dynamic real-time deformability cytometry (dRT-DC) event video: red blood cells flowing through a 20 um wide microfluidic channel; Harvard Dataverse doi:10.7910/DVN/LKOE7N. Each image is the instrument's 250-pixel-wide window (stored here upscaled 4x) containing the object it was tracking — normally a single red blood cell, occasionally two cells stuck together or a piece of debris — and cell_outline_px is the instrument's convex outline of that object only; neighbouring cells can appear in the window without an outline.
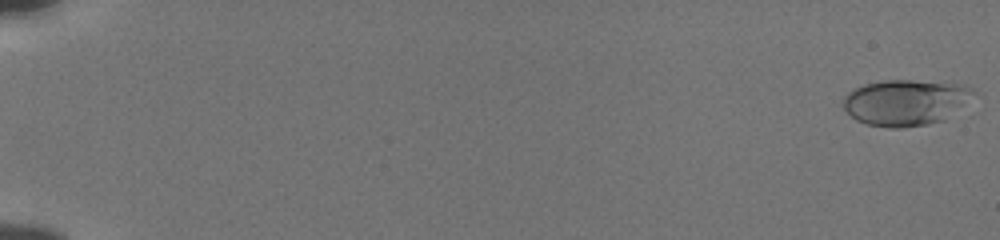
{"species": "human", "species_latin": "Homo sapiens", "temperature_condition": "cold", "stored_images_in_passage": 56, "camera_frame_rate_fps": 3000, "um_per_image_px": 0.085, "donor": {"sex": "male"}, "frame": {"image": 1, "passage_image": 1, "time_ms": 0.0, "image_size_px": [1000, 240], "cell_outline_px": [[980, 92], [944, 120], [928, 124], [900, 128], [888, 128], [868, 124], [856, 120], [840, 104], [844, 96], [848, 92], [864, 84], [884, 80], [912, 80], [964, 84]], "centroid_in_image_um": [76.99, 8.69], "position_along_channel_um": 8.0, "area_um2": 35.2}}
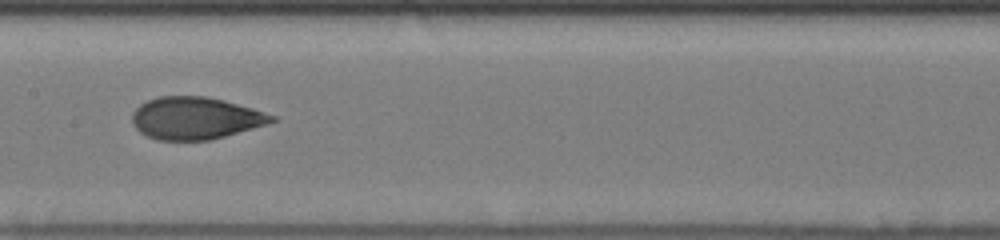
{"frame": {"image": 2, "passage_image": 31, "time_ms": 10.0, "image_size_px": [1000, 240], "cell_outline_px": [[280, 120], [212, 140], [156, 140], [140, 132], [132, 124], [132, 112], [140, 104], [148, 100], [160, 96], [204, 96], [224, 100], [252, 108], [276, 116]], "centroid_in_image_um": [16.61, 10.04], "position_along_channel_um": 190.8, "area_um2": 34.45}}
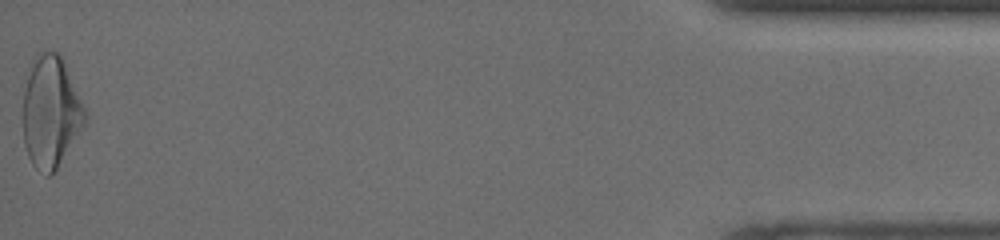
{"frame": {"image": 3, "passage_image": 56, "time_ms": 18.333, "image_size_px": [1000, 240], "cell_outline_px": [[88, 120], [56, 168], [48, 176], [44, 176], [32, 164], [28, 156], [24, 144], [24, 88], [32, 56], [36, 52], [44, 48], [60, 52], [88, 116]], "centroid_in_image_um": [4.31, 9.44], "position_along_channel_um": 430.9, "area_um2": 40.63}, "authors_computed_cell_mechanics": {"area_um2": 34.3621, "velocity_mm_per_s": 3.8422, "shape_relaxation_time_tau1_ms": 4.4954, "shape_relaxation_time_tau2_ms": 1.1793, "deformation_change_tau1": 0.1688, "deformation_change_tau2": 0.0698}}